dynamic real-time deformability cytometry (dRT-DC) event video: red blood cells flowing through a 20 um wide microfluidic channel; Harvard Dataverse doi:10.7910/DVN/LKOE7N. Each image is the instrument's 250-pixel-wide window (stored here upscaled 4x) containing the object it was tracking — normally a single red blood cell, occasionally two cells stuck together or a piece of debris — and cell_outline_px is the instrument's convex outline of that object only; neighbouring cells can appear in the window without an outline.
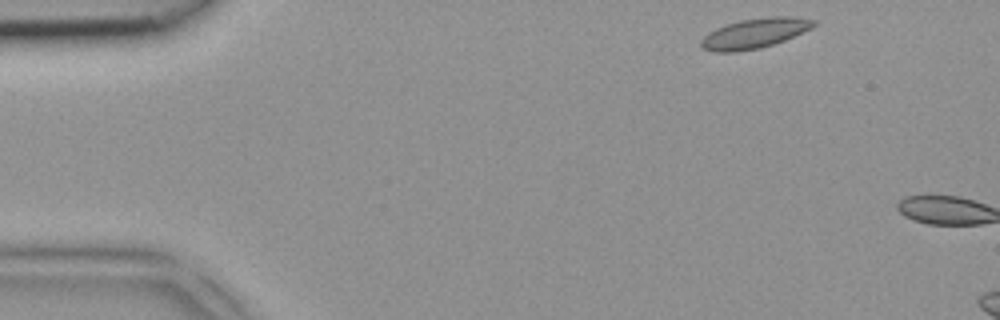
{"species": "common noctule bat (a hibernating species)", "species_latin": "Nyctalus noctula", "temperature_condition": "room temperature", "stored_images_in_passage": 2, "camera_frame_rate_fps": 3000, "um_per_image_px": 0.085, "animal": {"sex": "female", "body_mass_g": 18.4}, "frame": {"image": 1, "passage_image": 1, "time_ms": 0.0, "image_size_px": [1000, 320], "cell_outline_px": [[816, 24], [784, 40], [760, 48], [736, 52], [712, 52], [704, 48], [700, 44], [700, 40], [708, 32], [716, 28], [740, 20], [772, 16], [792, 16], [816, 20]], "centroid_in_image_um": [64.09, 2.83], "position_along_channel_um": 20.9, "area_um2": 19.36}}